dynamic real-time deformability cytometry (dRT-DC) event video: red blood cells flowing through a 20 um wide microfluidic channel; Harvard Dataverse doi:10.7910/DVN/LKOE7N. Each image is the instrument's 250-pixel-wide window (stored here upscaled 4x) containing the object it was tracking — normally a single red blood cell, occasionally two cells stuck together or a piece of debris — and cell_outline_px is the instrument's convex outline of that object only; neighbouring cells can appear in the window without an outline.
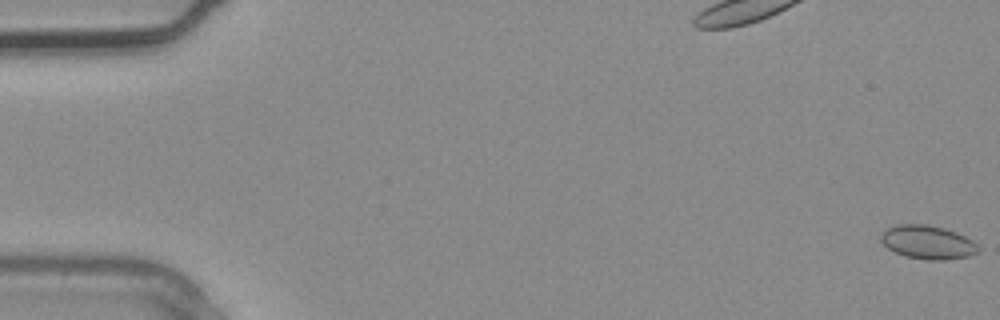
{"species": "common noctule bat (a hibernating species)", "species_latin": "Nyctalus noctula", "temperature_condition": "warm", "stored_images_in_passage": 5, "camera_frame_rate_fps": 3000, "um_per_image_px": 0.085, "animal": {"sex": "male", "body_mass_g": 20.4}, "frame": {"image": 1, "passage_image": 1, "time_ms": 0.0, "image_size_px": [1000, 320], "cell_outline_px": [[980, 248], [976, 252], [968, 256], [944, 260], [928, 260], [904, 256], [888, 248], [880, 240], [880, 232], [896, 224], [924, 224], [944, 228], [956, 232], [972, 240]], "centroid_in_image_um": [78.82, 20.58], "position_along_channel_um": 6.2, "area_um2": 19.02}}